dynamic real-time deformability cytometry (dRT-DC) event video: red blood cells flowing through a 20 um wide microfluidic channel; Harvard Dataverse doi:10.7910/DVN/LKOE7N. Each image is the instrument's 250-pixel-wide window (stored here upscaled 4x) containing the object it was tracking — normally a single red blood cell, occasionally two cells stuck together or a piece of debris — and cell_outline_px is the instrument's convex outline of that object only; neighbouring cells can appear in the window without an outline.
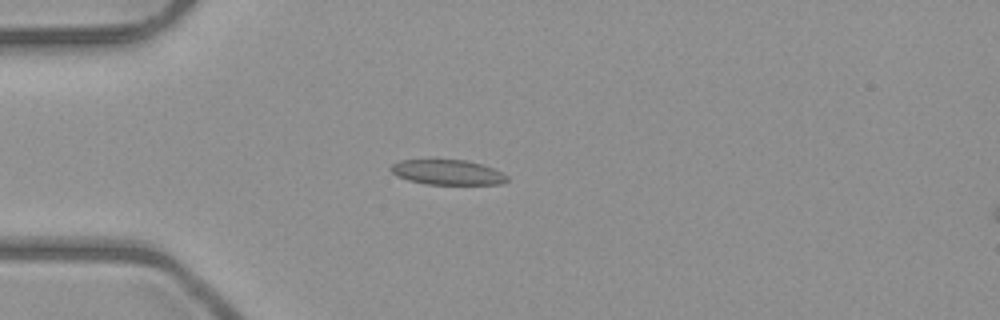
{"species": "common noctule bat (a hibernating species)", "species_latin": "Nyctalus noctula", "temperature_condition": "room temperature", "stored_images_in_passage": 4, "camera_frame_rate_fps": 3000, "um_per_image_px": 0.085, "animal": {"sex": "male", "body_mass_g": 23.1, "forearm_length_mm": 52.7}, "frame": {"image": 1, "passage_image": 4, "time_ms": 3.333, "image_size_px": [1000, 320], "cell_outline_px": [[508, 180], [504, 184], [424, 184], [408, 180], [396, 176], [388, 168], [392, 164], [400, 160], [432, 156], [468, 160], [492, 168], [508, 176]], "centroid_in_image_um": [37.95, 14.58], "position_along_channel_um": 47.1, "area_um2": 17.92}}